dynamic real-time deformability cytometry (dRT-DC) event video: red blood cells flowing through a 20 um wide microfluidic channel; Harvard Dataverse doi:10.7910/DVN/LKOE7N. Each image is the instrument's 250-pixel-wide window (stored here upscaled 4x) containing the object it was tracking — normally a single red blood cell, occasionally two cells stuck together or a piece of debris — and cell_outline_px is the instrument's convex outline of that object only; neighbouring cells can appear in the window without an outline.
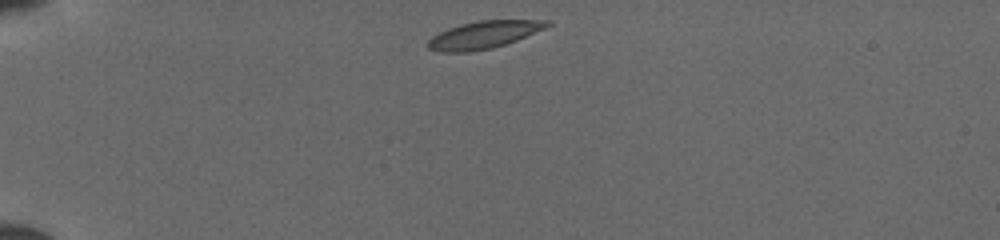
{"species": "common noctule bat (a hibernating species)", "species_latin": "Nyctalus noctula", "temperature_condition": "cold", "stored_images_in_passage": 38, "camera_frame_rate_fps": 3000, "um_per_image_px": 0.085, "animal": {"sex": "female", "body_mass_g": 19.5, "forearm_length_mm": 54.1}, "frame": {"image": 1, "passage_image": 1, "time_ms": 0.0, "image_size_px": [1000, 240], "cell_outline_px": [[552, 24], [544, 28], [516, 40], [492, 48], [468, 52], [440, 52], [428, 48], [428, 40], [432, 36], [448, 28], [460, 24], [480, 20], [552, 20]], "centroid_in_image_um": [41.11, 2.95], "position_along_channel_um": 43.9, "area_um2": 18.9}}
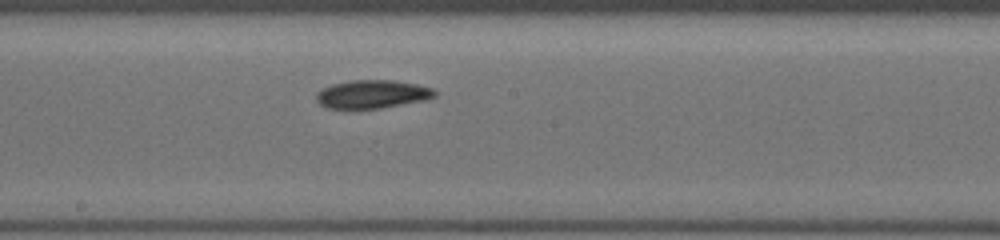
{"frame": {"image": 2, "passage_image": 17, "time_ms": 5.333, "image_size_px": [1000, 240], "cell_outline_px": [[436, 96], [424, 100], [380, 108], [328, 108], [320, 104], [316, 100], [316, 96], [324, 88], [332, 84], [348, 80], [392, 80], [416, 84], [432, 88], [436, 92]], "centroid_in_image_um": [31.65, 7.99], "position_along_channel_um": 216.6, "area_um2": 19.25}}
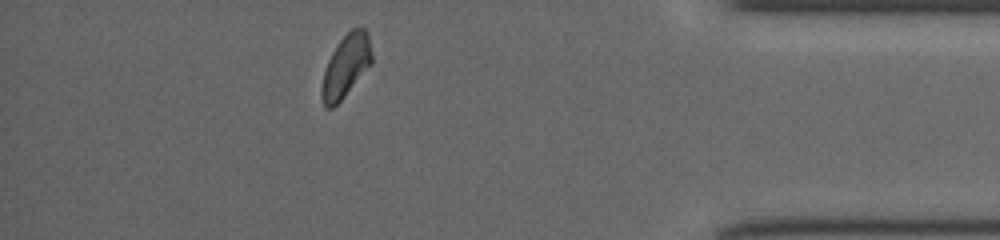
{"frame": {"image": 3, "passage_image": 33, "time_ms": 10.667, "image_size_px": [1000, 240], "cell_outline_px": [[372, 64], [344, 96], [332, 108], [324, 108], [320, 96], [320, 88], [324, 72], [328, 60], [332, 52], [340, 40], [352, 28], [364, 28], [368, 32], [372, 56]], "centroid_in_image_um": [29.39, 5.63], "position_along_channel_um": 405.8, "area_um2": 18.21}}